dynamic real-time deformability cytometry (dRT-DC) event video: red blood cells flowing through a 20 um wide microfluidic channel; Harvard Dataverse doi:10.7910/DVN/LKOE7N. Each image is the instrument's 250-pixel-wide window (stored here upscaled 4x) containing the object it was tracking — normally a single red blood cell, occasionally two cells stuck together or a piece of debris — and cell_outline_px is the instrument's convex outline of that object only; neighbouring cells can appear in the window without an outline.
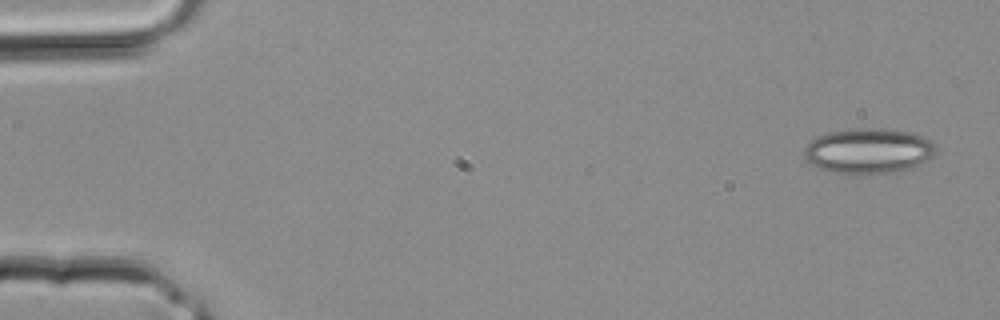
{"species": "common noctule bat (a hibernating species)", "species_latin": "Nyctalus noctula", "temperature_condition": "room temperature", "stored_images_in_passage": 2, "camera_frame_rate_fps": 3000, "um_per_image_px": 0.085, "animal": {"sex": "male", "body_mass_g": 20.4}, "frame": {"image": 1, "passage_image": 1, "time_ms": 0.0, "image_size_px": [1000, 320], "cell_outline_px": [[932, 156], [924, 164], [912, 168], [896, 172], [832, 172], [820, 168], [812, 164], [804, 156], [804, 148], [816, 136], [832, 132], [856, 128], [872, 128], [908, 132], [920, 136], [928, 140], [932, 144]], "centroid_in_image_um": [73.8, 12.82], "position_along_channel_um": 11.2, "area_um2": 33.76}}